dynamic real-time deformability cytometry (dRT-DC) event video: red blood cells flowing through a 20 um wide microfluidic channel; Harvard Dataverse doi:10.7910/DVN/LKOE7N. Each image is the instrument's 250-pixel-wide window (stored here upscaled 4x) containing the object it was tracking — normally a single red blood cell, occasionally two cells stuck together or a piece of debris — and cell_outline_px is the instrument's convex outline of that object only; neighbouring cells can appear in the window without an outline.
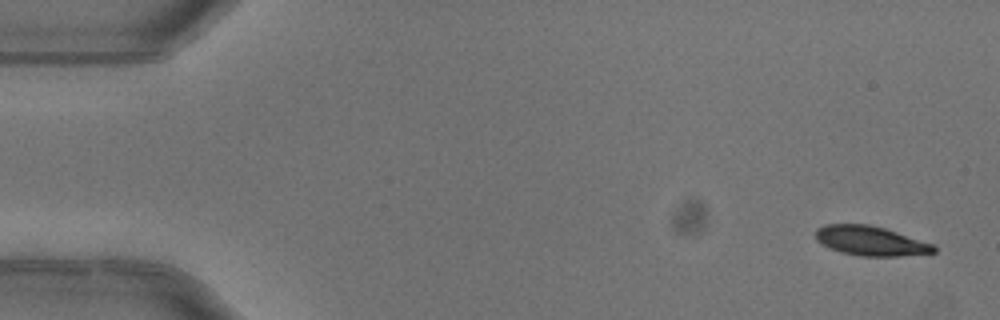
{"species": "common noctule bat (a hibernating species)", "species_latin": "Nyctalus noctula", "temperature_condition": "warm", "stored_images_in_passage": 5, "segment_of_instrument_passage": [1, 2], "camera_frame_rate_fps": 3000, "um_per_image_px": 0.085, "animal": {"sex": "female"}, "frame": {"image": 1, "passage_image": 1, "time_ms": 0.0, "image_size_px": [1000, 320], "cell_outline_px": [[936, 252], [900, 256], [860, 256], [840, 252], [816, 240], [816, 228], [824, 224], [868, 224], [884, 228], [936, 244]], "centroid_in_image_um": [74.03, 20.47], "position_along_channel_um": 11.0, "area_um2": 20.35}}